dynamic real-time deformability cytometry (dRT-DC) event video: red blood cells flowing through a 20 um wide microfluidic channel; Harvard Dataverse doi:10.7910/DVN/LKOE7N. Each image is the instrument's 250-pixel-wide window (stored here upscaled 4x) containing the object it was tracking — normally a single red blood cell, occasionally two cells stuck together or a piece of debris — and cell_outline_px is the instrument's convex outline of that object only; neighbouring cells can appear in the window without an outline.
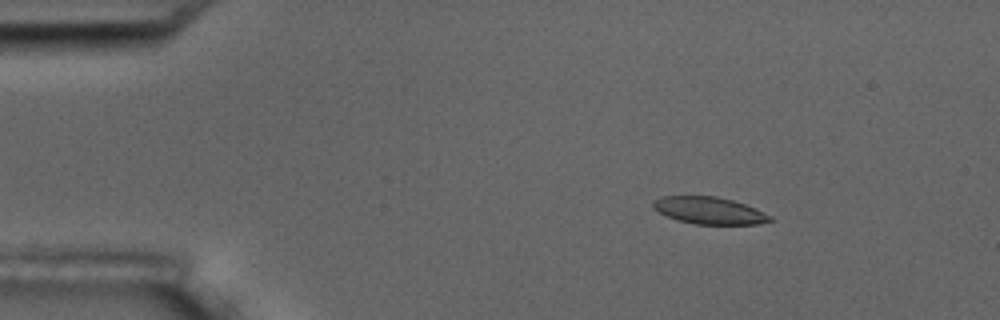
{"species": "common noctule bat (a hibernating species)", "species_latin": "Nyctalus noctula", "temperature_condition": "room temperature", "stored_images_in_passage": 7, "camera_frame_rate_fps": 3000, "um_per_image_px": 0.085, "animal": {"sex": "male", "body_mass_g": 17.5, "forearm_length_mm": 52.3}, "frame": {"image": 1, "passage_image": 1, "time_ms": 0.0, "image_size_px": [1000, 320], "cell_outline_px": [[772, 220], [756, 224], [696, 224], [676, 220], [652, 208], [652, 200], [660, 196], [716, 196], [732, 200], [756, 208], [772, 216]], "centroid_in_image_um": [60.25, 17.88], "position_along_channel_um": 24.7, "area_um2": 18.44}}
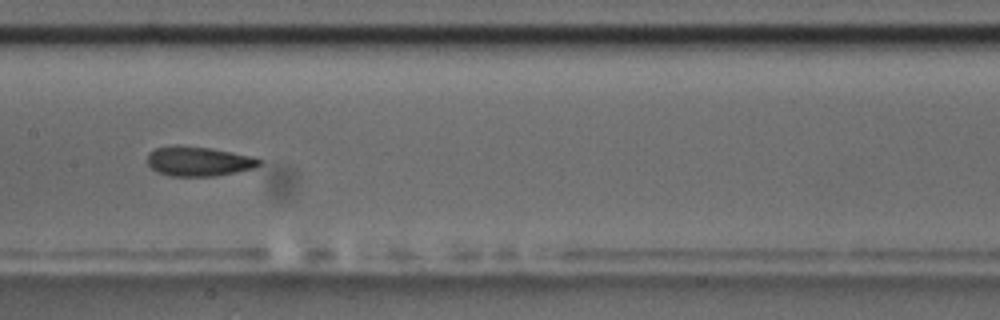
{"frame": {"image": 2, "passage_image": 6, "time_ms": 6.667, "image_size_px": [1000, 320], "cell_outline_px": [[264, 160], [260, 164], [252, 168], [216, 176], [168, 176], [156, 172], [148, 164], [148, 152], [156, 148], [176, 144], [212, 148], [252, 156]], "centroid_in_image_um": [16.85, 13.7], "position_along_channel_um": 190.5, "area_um2": 19.48}}
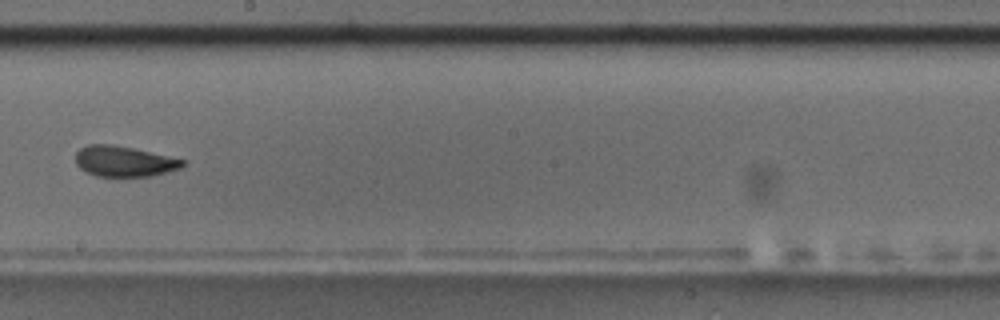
{"frame": {"image": 3, "passage_image": 7, "time_ms": 8.0, "image_size_px": [1000, 320], "cell_outline_px": [[188, 160], [180, 168], [152, 176], [96, 176], [80, 168], [76, 164], [76, 152], [80, 148], [88, 144], [112, 144], [132, 148]], "centroid_in_image_um": [10.55, 13.7], "position_along_channel_um": 237.6, "area_um2": 19.02}}